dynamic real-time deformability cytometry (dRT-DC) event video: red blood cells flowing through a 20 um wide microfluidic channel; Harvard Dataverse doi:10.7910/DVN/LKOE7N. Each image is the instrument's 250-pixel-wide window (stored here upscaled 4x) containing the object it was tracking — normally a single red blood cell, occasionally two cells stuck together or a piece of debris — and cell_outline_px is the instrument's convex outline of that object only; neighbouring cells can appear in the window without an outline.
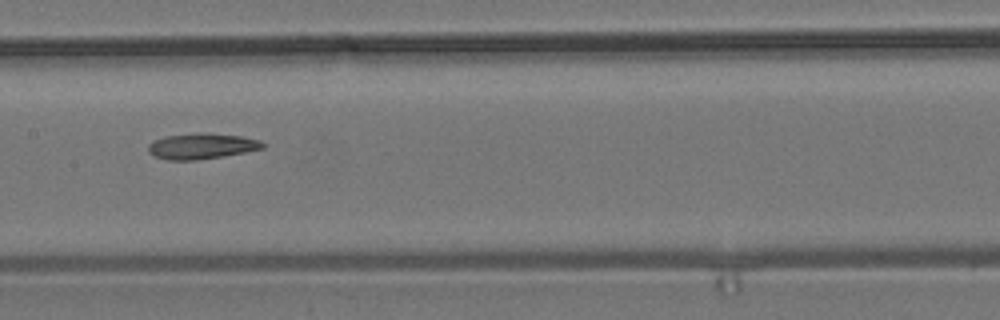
{"species": "common noctule bat (a hibernating species)", "species_latin": "Nyctalus noctula", "temperature_condition": "room temperature", "stored_images_in_passage": 9, "camera_frame_rate_fps": 3000, "um_per_image_px": 0.085, "animal": {"sex": "male", "body_mass_g": 19.2, "forearm_length_mm": 51.8}, "frame": {"image": 1, "passage_image": 6, "time_ms": 5.667, "image_size_px": [1000, 320], "cell_outline_px": [[264, 148], [224, 156], [196, 160], [168, 160], [152, 156], [148, 152], [148, 144], [152, 140], [164, 136], [196, 132], [204, 132], [240, 136], [260, 140], [264, 144]], "centroid_in_image_um": [17.08, 12.41], "position_along_channel_um": 190.3, "area_um2": 17.4}}
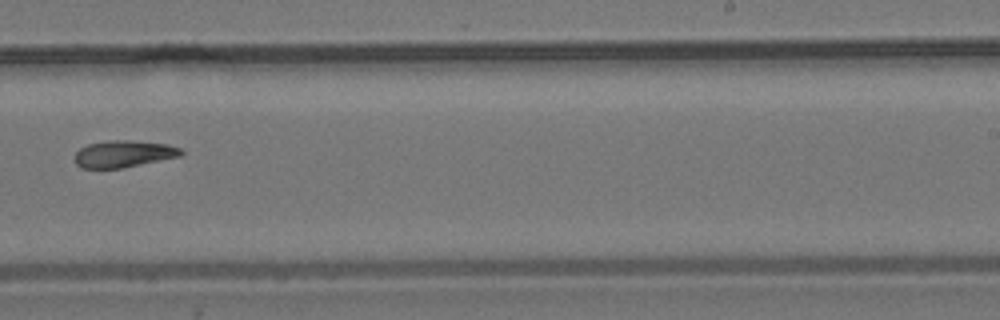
{"frame": {"image": 2, "passage_image": 8, "time_ms": 8.0, "image_size_px": [1000, 320], "cell_outline_px": [[184, 152], [180, 156], [120, 168], [80, 168], [76, 164], [76, 152], [80, 148], [88, 144], [108, 140], [132, 140], [168, 144], [180, 148]], "centroid_in_image_um": [10.5, 13.07], "position_along_channel_um": 278.5, "area_um2": 16.53}}
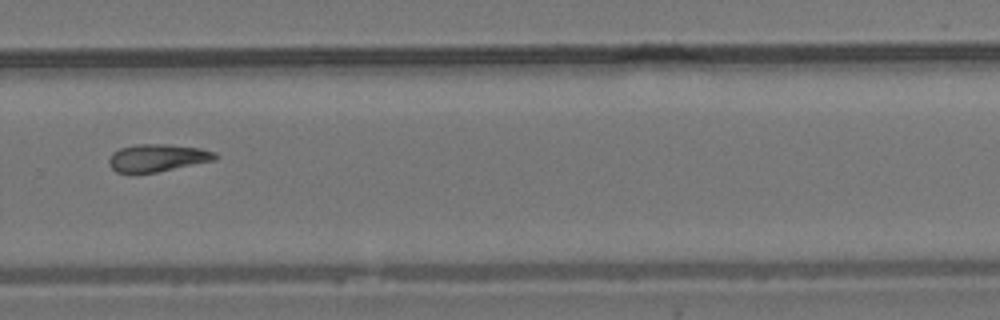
{"frame": {"image": 3, "passage_image": 9, "time_ms": 9.0, "image_size_px": [1000, 320], "cell_outline_px": [[216, 160], [156, 172], [116, 172], [108, 164], [108, 160], [112, 152], [120, 148], [136, 144], [168, 144], [200, 148], [216, 152]], "centroid_in_image_um": [13.37, 13.4], "position_along_channel_um": 316.4, "area_um2": 16.94}}